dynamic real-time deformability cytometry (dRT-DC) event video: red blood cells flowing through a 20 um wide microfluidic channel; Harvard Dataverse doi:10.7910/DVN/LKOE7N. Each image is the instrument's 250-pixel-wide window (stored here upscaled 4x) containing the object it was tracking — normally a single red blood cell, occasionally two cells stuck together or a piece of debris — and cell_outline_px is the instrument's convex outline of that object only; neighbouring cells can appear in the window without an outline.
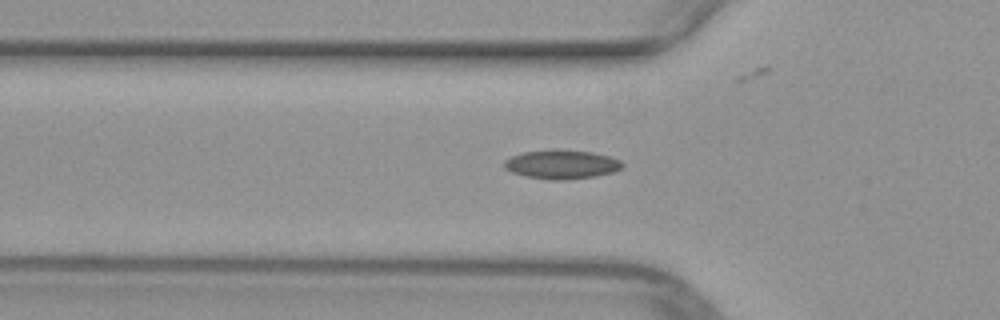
{"species": "common noctule bat (a hibernating species)", "species_latin": "Nyctalus noctula", "temperature_condition": "warm", "stored_images_in_passage": 38, "camera_frame_rate_fps": 3000, "um_per_image_px": 0.085, "animal": {"sex": "female", "body_mass_g": 29.2, "forearm_length_mm": 56.3}, "frame": {"image": 1, "passage_image": 11, "time_ms": 3.333, "image_size_px": [1000, 320], "cell_outline_px": [[624, 168], [612, 172], [596, 176], [564, 180], [548, 180], [524, 176], [512, 172], [504, 168], [504, 160], [512, 156], [524, 152], [552, 148], [556, 148], [592, 152], [608, 156], [620, 160], [624, 164]], "centroid_in_image_um": [47.73, 13.96], "position_along_channel_um": 78.1, "area_um2": 20.29}}
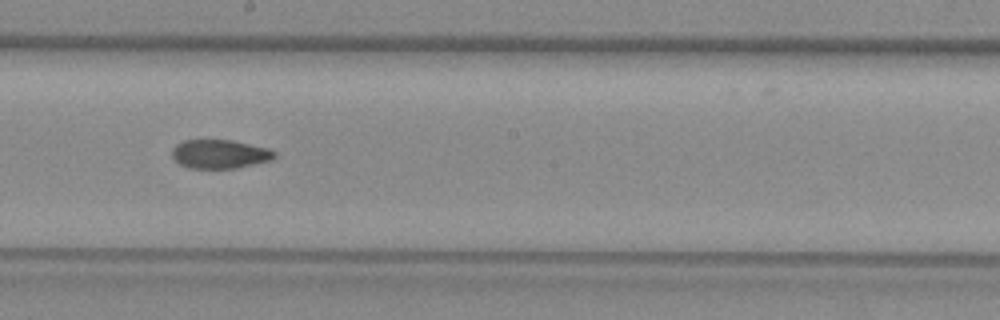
{"frame": {"image": 2, "passage_image": 22, "time_ms": 7.0, "image_size_px": [1000, 320], "cell_outline_px": [[276, 156], [272, 160], [236, 168], [188, 168], [180, 164], [172, 156], [172, 148], [176, 144], [184, 140], [232, 140], [268, 148], [276, 152]], "centroid_in_image_um": [18.69, 13.09], "position_along_channel_um": 229.5, "area_um2": 17.22}}
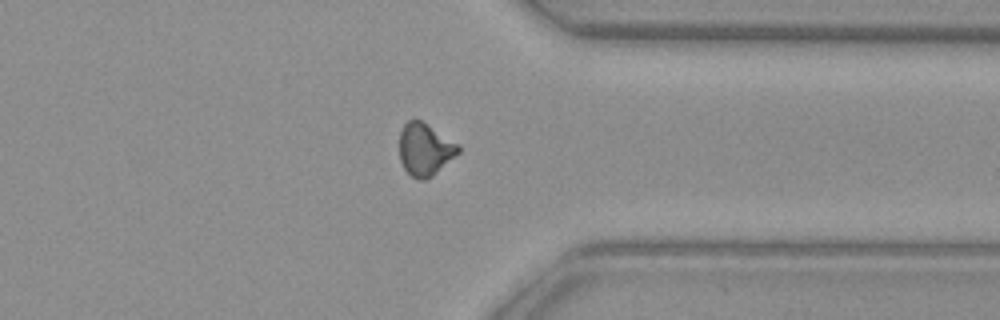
{"frame": {"image": 3, "passage_image": 33, "time_ms": 10.667, "image_size_px": [1000, 320], "cell_outline_px": [[460, 152], [432, 176], [424, 180], [416, 180], [404, 168], [400, 160], [400, 132], [404, 124], [412, 116], [420, 120], [460, 144]], "centroid_in_image_um": [36.12, 12.68], "position_along_channel_um": 375.3, "area_um2": 18.09}}